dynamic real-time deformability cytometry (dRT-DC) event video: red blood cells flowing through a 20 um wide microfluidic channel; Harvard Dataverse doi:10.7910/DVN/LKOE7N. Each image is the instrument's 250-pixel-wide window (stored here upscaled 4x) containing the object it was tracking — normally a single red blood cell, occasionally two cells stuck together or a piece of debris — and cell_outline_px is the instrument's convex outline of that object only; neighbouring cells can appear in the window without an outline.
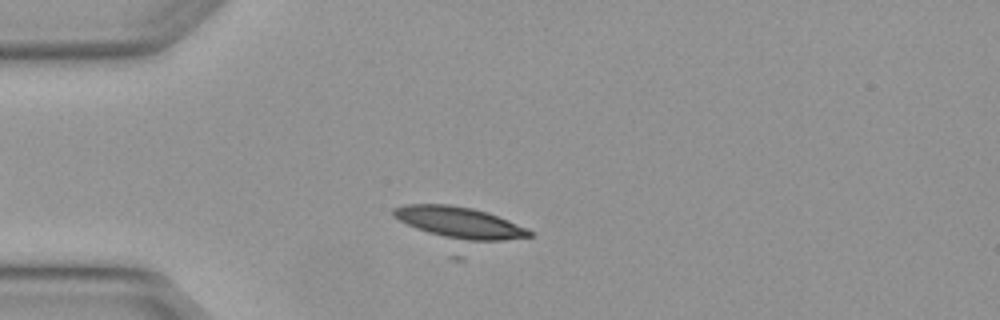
{"species": "Egyptian fruit bat (a non-hibernating species)", "species_latin": "Rousettus aegyptiacus", "temperature_condition": "warm", "stored_images_in_passage": 7, "camera_frame_rate_fps": 3000, "um_per_image_px": 0.085, "animal": {"sex": "female"}, "frame": {"image": 1, "passage_image": 2, "time_ms": 0.333, "image_size_px": [1000, 320], "cell_outline_px": [[532, 236], [504, 240], [452, 240], [416, 228], [392, 216], [392, 208], [404, 204], [448, 204], [472, 208], [488, 212], [528, 228], [532, 232]], "centroid_in_image_um": [39.04, 18.91], "position_along_channel_um": 46.0, "area_um2": 24.74}}
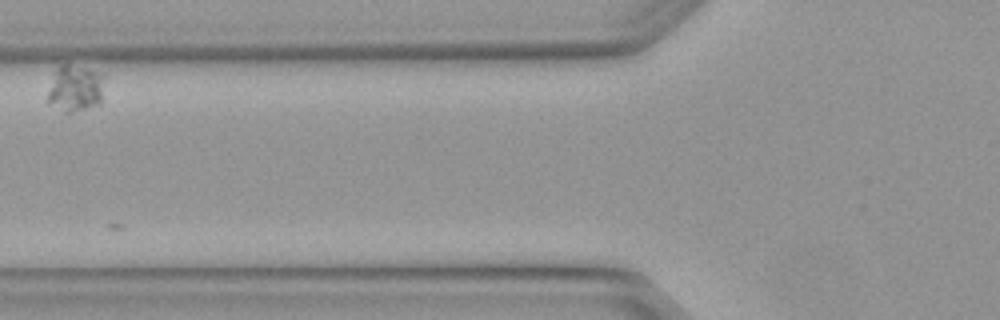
{"frame": {"image": 2, "passage_image": 5, "time_ms": 1.333, "image_size_px": [1000, 320], "cell_outline_px": [[104, 76], [100, 104], [72, 112], [64, 112], [48, 100], [48, 92], [56, 68], [60, 64], [68, 64], [104, 72]], "centroid_in_image_um": [6.43, 7.47], "position_along_channel_um": 119.4, "area_um2": 15.26}}